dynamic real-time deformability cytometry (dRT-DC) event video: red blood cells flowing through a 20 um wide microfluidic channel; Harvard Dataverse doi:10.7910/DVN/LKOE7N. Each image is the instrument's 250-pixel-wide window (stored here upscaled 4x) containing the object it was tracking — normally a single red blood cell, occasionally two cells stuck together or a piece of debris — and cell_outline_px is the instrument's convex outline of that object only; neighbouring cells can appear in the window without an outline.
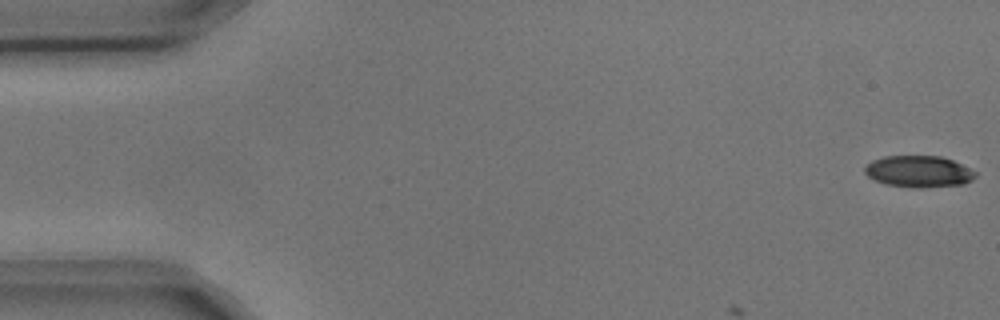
{"species": "common noctule bat (a hibernating species)", "species_latin": "Nyctalus noctula", "temperature_condition": "cold", "stored_images_in_passage": 5, "camera_frame_rate_fps": 3000, "um_per_image_px": 0.085, "animal": {"sex": "male", "body_mass_g": 17.9, "forearm_length_mm": 54.2}, "frame": {"image": 1, "passage_image": 1, "time_ms": 0.0, "image_size_px": [1000, 320], "cell_outline_px": [[976, 176], [972, 180], [964, 184], [920, 188], [888, 184], [876, 180], [868, 176], [864, 172], [864, 168], [872, 160], [884, 156], [940, 156], [952, 160], [976, 172]], "centroid_in_image_um": [78.1, 14.57], "position_along_channel_um": 6.9, "area_um2": 20.11}}